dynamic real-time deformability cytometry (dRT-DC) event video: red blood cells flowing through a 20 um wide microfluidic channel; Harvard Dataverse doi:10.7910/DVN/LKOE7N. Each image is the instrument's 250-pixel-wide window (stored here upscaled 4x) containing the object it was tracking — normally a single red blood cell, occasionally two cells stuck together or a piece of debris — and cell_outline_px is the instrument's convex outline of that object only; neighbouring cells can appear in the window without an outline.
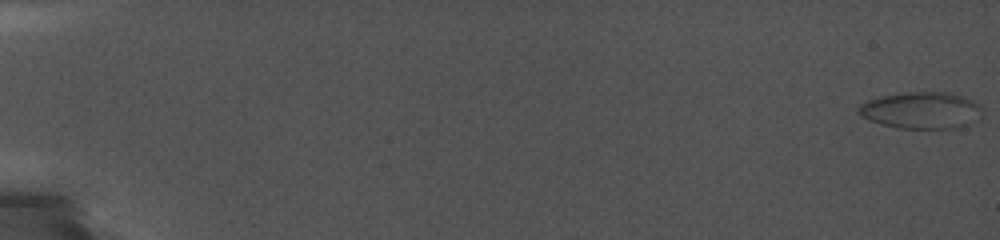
{"species": "common noctule bat (a hibernating species)", "species_latin": "Nyctalus noctula", "temperature_condition": "cold", "stored_images_in_passage": 107, "camera_frame_rate_fps": 5000, "um_per_image_px": 0.085, "animal": {"sex": "female", "body_mass_g": 19.0, "forearm_length_mm": 56.7}, "frame": {"image": 1, "passage_image": 1, "time_ms": 0.0, "image_size_px": [1000, 240], "cell_outline_px": [[976, 104], [964, 124], [956, 128], [896, 128], [860, 116], [860, 104], [868, 100], [884, 96], [908, 92], [932, 92], [960, 96]], "centroid_in_image_um": [78.07, 9.38], "position_along_channel_um": 6.9, "area_um2": 24.33}}
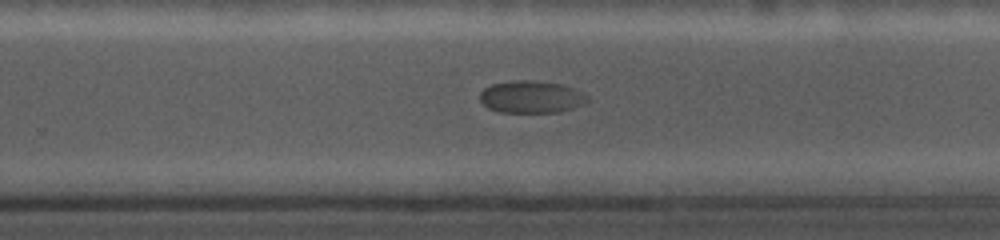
{"frame": {"image": 2, "passage_image": 86, "time_ms": 13.6, "image_size_px": [1000, 240], "cell_outline_px": [[592, 100], [572, 108], [560, 112], [496, 112], [488, 108], [480, 100], [480, 92], [484, 88], [492, 84], [512, 80], [532, 80], [564, 84], [576, 88], [584, 92]], "centroid_in_image_um": [45.2, 8.23], "position_along_channel_um": 284.6, "area_um2": 20.58}}
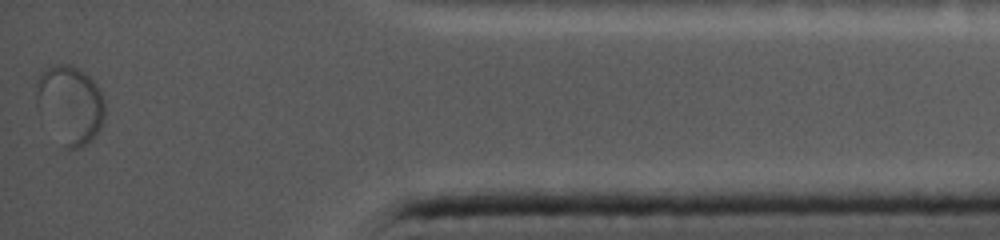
{"frame": {"image": 3, "passage_image": 107, "time_ms": 18.4, "image_size_px": [1000, 240], "cell_outline_px": [[104, 120], [100, 128], [92, 140], [80, 148], [64, 148], [36, 108], [36, 80], [40, 72], [56, 64], [72, 64], [84, 72], [100, 88], [104, 100]], "centroid_in_image_um": [5.94, 8.88], "position_along_channel_um": 429.3, "area_um2": 31.5}}